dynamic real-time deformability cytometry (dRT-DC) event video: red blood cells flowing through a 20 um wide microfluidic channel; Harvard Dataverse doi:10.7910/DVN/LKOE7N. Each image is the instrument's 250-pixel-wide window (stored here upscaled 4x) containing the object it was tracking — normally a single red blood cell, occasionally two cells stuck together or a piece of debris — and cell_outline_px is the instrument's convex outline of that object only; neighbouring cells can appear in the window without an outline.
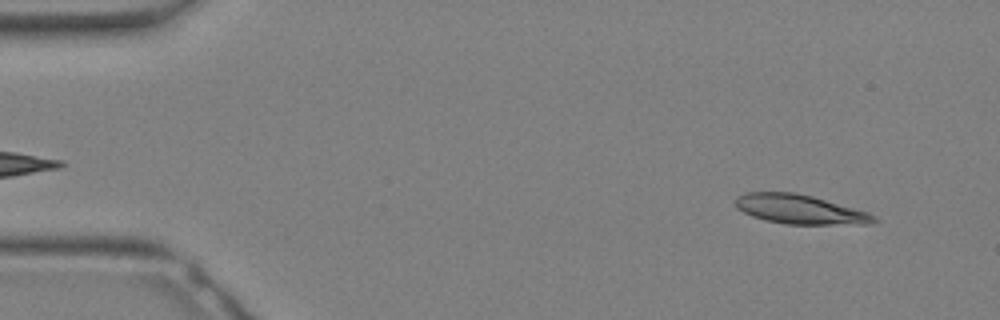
{"species": "Egyptian fruit bat (a non-hibernating species)", "species_latin": "Rousettus aegyptiacus", "temperature_condition": "warm", "stored_images_in_passage": 8, "camera_frame_rate_fps": 3000, "um_per_image_px": 0.085, "animal": {"sex": "female"}, "frame": {"image": 1, "passage_image": 2, "time_ms": 0.333, "image_size_px": [1000, 320], "cell_outline_px": [[880, 220], [872, 224], [788, 224], [764, 220], [752, 216], [736, 208], [736, 196], [744, 192], [796, 192], [812, 196], [868, 212], [876, 216]], "centroid_in_image_um": [68.0, 17.79], "position_along_channel_um": 17.0, "area_um2": 23.7}}